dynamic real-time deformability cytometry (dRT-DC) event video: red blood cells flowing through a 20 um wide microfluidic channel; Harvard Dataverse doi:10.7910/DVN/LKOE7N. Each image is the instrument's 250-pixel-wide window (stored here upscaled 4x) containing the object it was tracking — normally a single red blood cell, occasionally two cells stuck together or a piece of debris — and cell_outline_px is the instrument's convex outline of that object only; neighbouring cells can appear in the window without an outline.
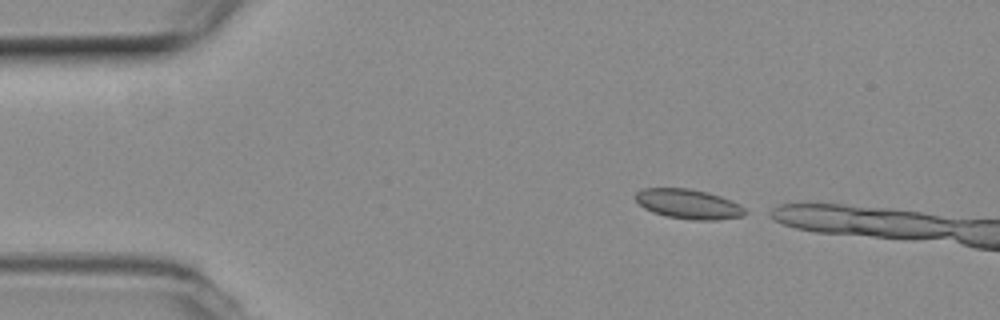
{"species": "common noctule bat (a hibernating species)", "species_latin": "Nyctalus noctula", "temperature_condition": "room temperature", "stored_images_in_passage": 5, "camera_frame_rate_fps": 3000, "um_per_image_px": 0.085, "animal": {"sex": "female", "body_mass_g": 19.3, "forearm_length_mm": 54.1}, "frame": {"image": 1, "passage_image": 1, "time_ms": 0.0, "image_size_px": [1000, 320], "cell_outline_px": [[752, 212], [744, 216], [716, 220], [692, 220], [664, 216], [652, 212], [644, 208], [632, 196], [636, 192], [644, 188], [688, 188], [708, 192], [732, 200], [740, 204]], "centroid_in_image_um": [58.56, 17.35], "position_along_channel_um": 26.4, "area_um2": 19.42}}